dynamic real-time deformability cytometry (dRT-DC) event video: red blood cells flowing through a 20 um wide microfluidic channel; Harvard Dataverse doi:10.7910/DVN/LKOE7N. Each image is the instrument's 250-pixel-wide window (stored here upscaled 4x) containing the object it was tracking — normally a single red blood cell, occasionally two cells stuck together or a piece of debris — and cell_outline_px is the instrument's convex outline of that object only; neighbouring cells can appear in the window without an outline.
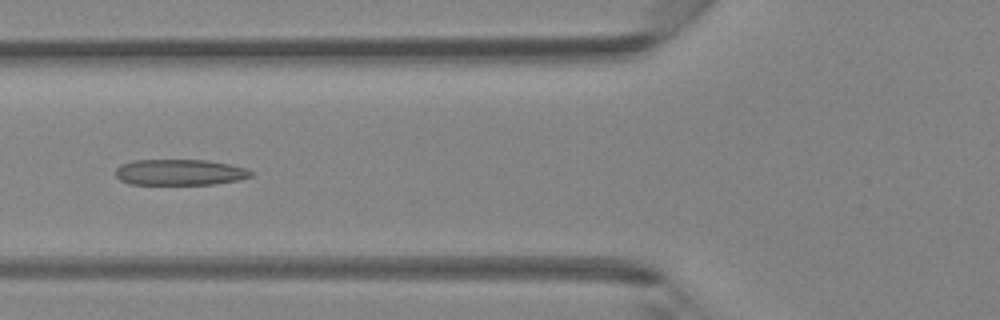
{"species": "Egyptian fruit bat (a non-hibernating species)", "species_latin": "Rousettus aegyptiacus", "temperature_condition": "room temperature", "stored_images_in_passage": 44, "camera_frame_rate_fps": 3000, "um_per_image_px": 0.085, "animal": {"sex": "female"}, "frame": {"image": 1, "passage_image": 17, "time_ms": 5.333, "image_size_px": [1000, 320], "cell_outline_px": [[252, 176], [240, 180], [212, 184], [128, 184], [120, 180], [116, 176], [116, 168], [120, 164], [132, 160], [208, 160], [228, 164], [244, 168], [252, 172]], "centroid_in_image_um": [15.24, 14.64], "position_along_channel_um": 110.6, "area_um2": 20.46}}
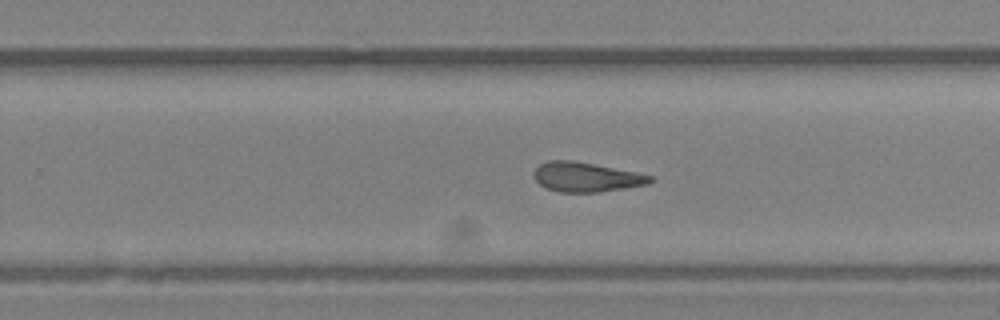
{"frame": {"image": 2, "passage_image": 28, "time_ms": 9.0, "image_size_px": [1000, 320], "cell_outline_px": [[652, 180], [648, 184], [600, 192], [560, 192], [544, 188], [532, 176], [532, 172], [540, 164], [548, 160], [572, 160], [636, 172], [652, 176]], "centroid_in_image_um": [49.77, 15.05], "position_along_channel_um": 280.0, "area_um2": 20.0}}
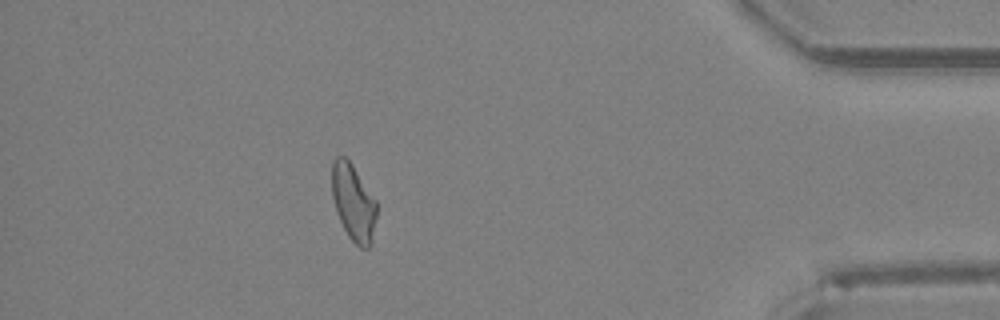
{"frame": {"image": 3, "passage_image": 39, "time_ms": 12.667, "image_size_px": [1000, 320], "cell_outline_px": [[376, 216], [372, 244], [368, 248], [360, 248], [348, 236], [336, 212], [332, 196], [332, 160], [336, 156], [344, 156], [352, 164], [376, 200]], "centroid_in_image_um": [30.03, 17.21], "position_along_channel_um": 405.2, "area_um2": 20.0}}